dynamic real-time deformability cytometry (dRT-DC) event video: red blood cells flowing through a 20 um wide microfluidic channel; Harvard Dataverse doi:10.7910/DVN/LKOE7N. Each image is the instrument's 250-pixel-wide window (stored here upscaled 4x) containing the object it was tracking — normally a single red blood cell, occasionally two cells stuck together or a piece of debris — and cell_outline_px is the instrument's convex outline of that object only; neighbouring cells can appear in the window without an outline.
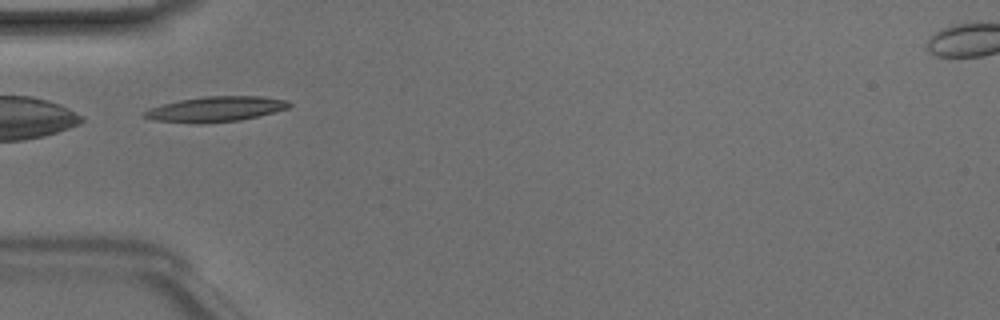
{"species": "Egyptian fruit bat (a non-hibernating species)", "species_latin": "Rousettus aegyptiacus", "temperature_condition": "room temperature", "stored_images_in_passage": 33, "camera_frame_rate_fps": 3000, "um_per_image_px": 0.085, "animal": {"sex": "male"}, "frame": {"image": 1, "passage_image": 1, "time_ms": 0.0, "image_size_px": [1000, 320], "cell_outline_px": [[292, 104], [288, 108], [240, 120], [200, 124], [196, 124], [152, 120], [144, 116], [140, 112], [148, 108], [180, 100], [204, 96], [260, 96], [288, 100]], "centroid_in_image_um": [18.28, 9.28], "position_along_channel_um": 66.7, "area_um2": 21.33}}
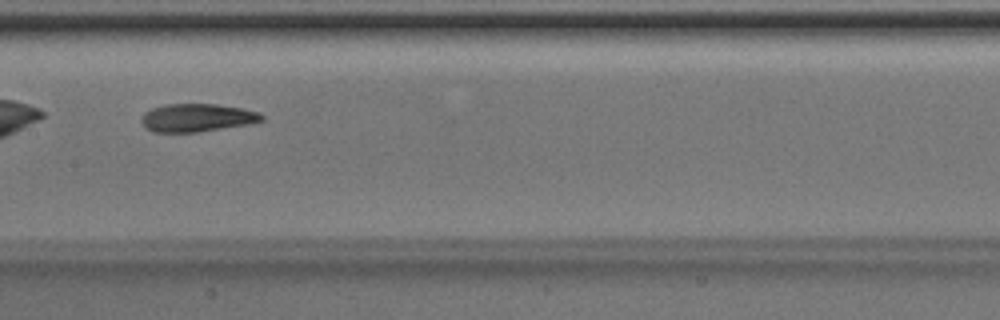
{"frame": {"image": 2, "passage_image": 10, "time_ms": 3.0, "image_size_px": [1000, 320], "cell_outline_px": [[264, 120], [248, 124], [196, 132], [152, 132], [144, 128], [140, 120], [140, 116], [144, 112], [152, 108], [164, 104], [216, 104], [244, 108], [260, 112], [264, 116]], "centroid_in_image_um": [16.71, 10.0], "position_along_channel_um": 190.7, "area_um2": 19.88}, "authors_computed_cell_mechanics": {"area_um2": 19.7676, "velocity_mm_per_s": 4.1353, "shape_relaxation_time_tau1_ms": 3.8501, "shape_relaxation_time_tau2_ms": 2.1629, "deformation_change_tau1": 0.1655, "deformation_change_tau2": 0.0888}}